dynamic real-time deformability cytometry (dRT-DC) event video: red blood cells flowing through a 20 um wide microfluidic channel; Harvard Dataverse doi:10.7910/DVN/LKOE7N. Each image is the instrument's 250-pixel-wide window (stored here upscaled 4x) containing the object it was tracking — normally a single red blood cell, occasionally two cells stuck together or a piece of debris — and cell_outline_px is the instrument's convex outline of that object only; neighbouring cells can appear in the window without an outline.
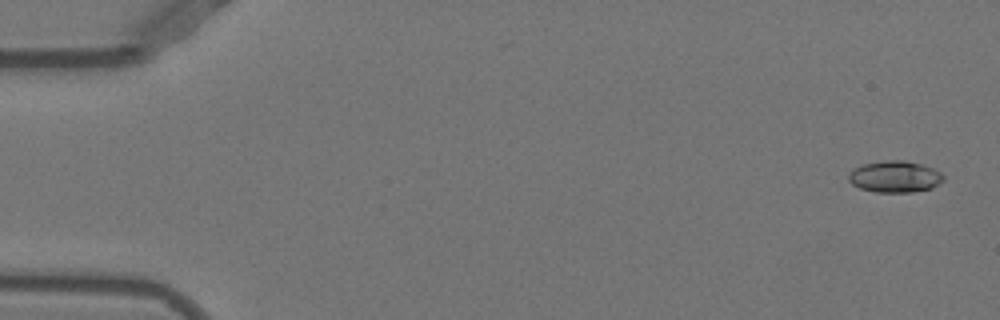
{"species": "Egyptian fruit bat (a non-hibernating species)", "species_latin": "Rousettus aegyptiacus", "temperature_condition": "warm", "stored_images_in_passage": 51, "camera_frame_rate_fps": 3000, "um_per_image_px": 0.085, "animal": {"sex": "female"}, "frame": {"image": 1, "passage_image": 1, "time_ms": 0.0, "image_size_px": [1000, 320], "cell_outline_px": [[944, 180], [932, 188], [912, 192], [876, 192], [860, 188], [852, 184], [848, 180], [848, 176], [856, 168], [864, 164], [884, 160], [904, 160], [920, 164], [932, 168], [940, 172], [944, 176]], "centroid_in_image_um": [76.08, 15.02], "position_along_channel_um": 8.9, "area_um2": 17.28}}
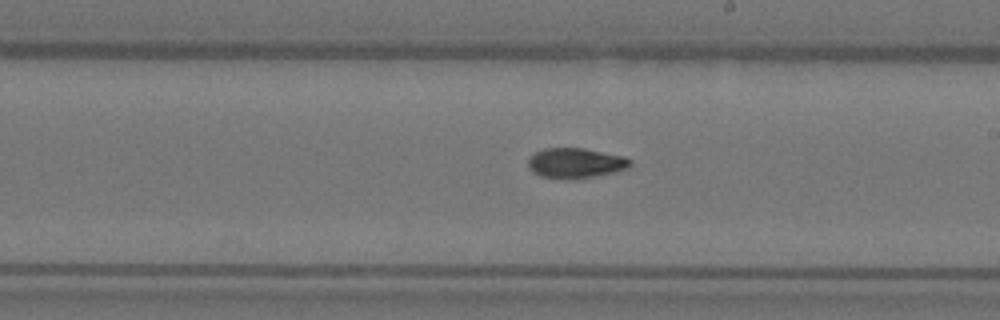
{"frame": {"image": 2, "passage_image": 29, "time_ms": 9.333, "image_size_px": [1000, 320], "cell_outline_px": [[632, 164], [628, 168], [596, 176], [564, 180], [540, 176], [532, 172], [528, 168], [528, 160], [532, 152], [544, 148], [584, 148], [624, 156], [632, 160]], "centroid_in_image_um": [48.88, 13.86], "position_along_channel_um": 240.1, "area_um2": 18.21}}
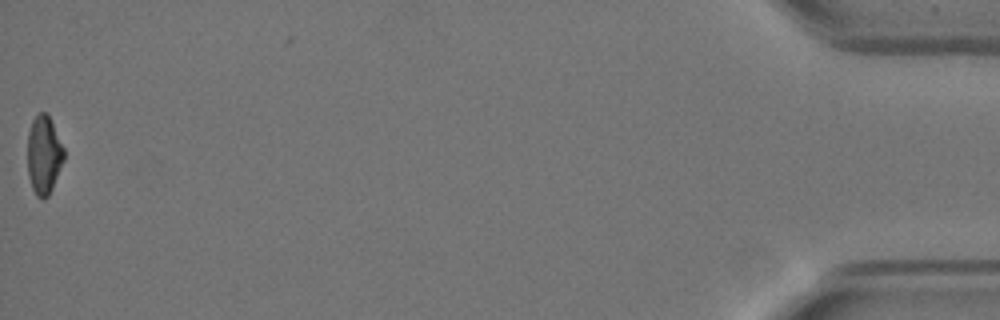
{"frame": {"image": 3, "passage_image": 51, "time_ms": 16.667, "image_size_px": [1000, 320], "cell_outline_px": [[64, 160], [52, 188], [48, 196], [44, 200], [36, 196], [32, 188], [28, 176], [28, 132], [32, 120], [40, 112], [44, 112], [48, 116], [64, 148]], "centroid_in_image_um": [3.72, 13.21], "position_along_channel_um": 431.5, "area_um2": 16.47}, "authors_computed_cell_mechanics": {"area_um2": 17.5134, "velocity_mm_per_s": 3.9358, "shape_relaxation_time_tau1_ms": 5.1412, "shape_relaxation_time_tau2_ms": 3.7342, "deformation_change_tau1": 0.1874, "deformation_change_tau2": 0.0834}}